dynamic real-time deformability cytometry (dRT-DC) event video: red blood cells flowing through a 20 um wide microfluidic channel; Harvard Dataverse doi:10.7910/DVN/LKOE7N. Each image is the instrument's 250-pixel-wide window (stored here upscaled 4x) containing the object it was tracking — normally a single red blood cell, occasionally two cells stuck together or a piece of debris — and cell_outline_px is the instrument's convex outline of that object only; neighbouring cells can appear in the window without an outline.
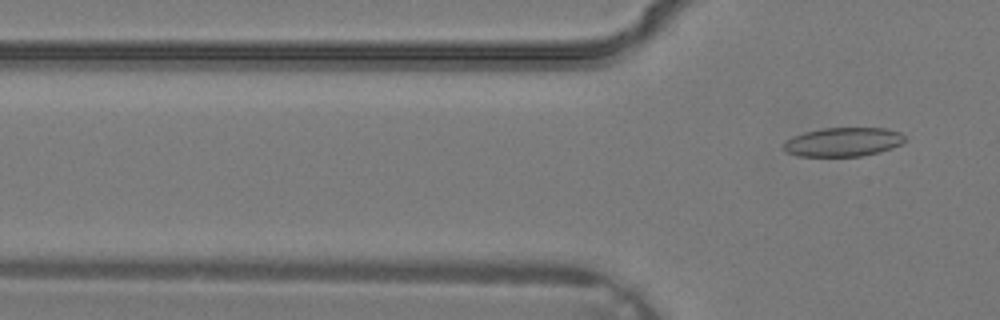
{"species": "common noctule bat (a hibernating species)", "species_latin": "Nyctalus noctula", "temperature_condition": "warm", "stored_images_in_passage": 3, "camera_frame_rate_fps": 3000, "um_per_image_px": 0.085, "animal": {"sex": "male", "body_mass_g": 19.2, "forearm_length_mm": 51.8}, "frame": {"image": 1, "passage_image": 3, "time_ms": 0.667, "image_size_px": [1000, 320], "cell_outline_px": [[908, 140], [892, 148], [880, 152], [860, 156], [796, 156], [788, 152], [784, 148], [784, 140], [792, 136], [804, 132], [824, 128], [884, 128], [900, 132]], "centroid_in_image_um": [71.67, 12.06], "position_along_channel_um": 54.1, "area_um2": 20.52}}